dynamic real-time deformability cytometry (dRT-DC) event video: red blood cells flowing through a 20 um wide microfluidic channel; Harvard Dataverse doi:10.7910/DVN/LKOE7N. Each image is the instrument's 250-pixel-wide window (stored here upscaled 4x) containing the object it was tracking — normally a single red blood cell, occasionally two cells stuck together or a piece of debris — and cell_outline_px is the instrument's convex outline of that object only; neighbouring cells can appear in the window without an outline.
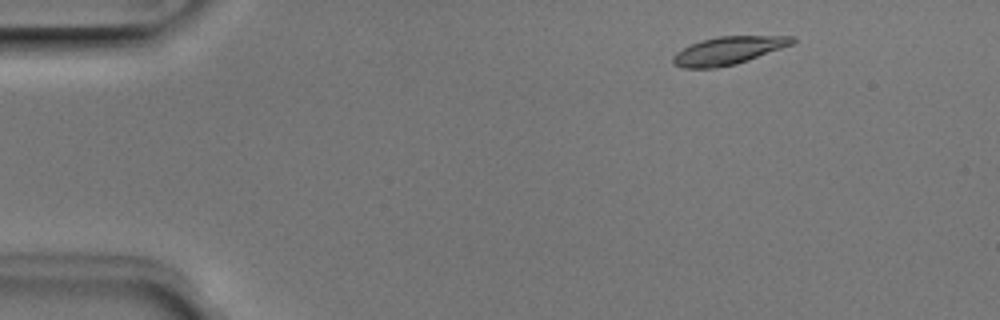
{"species": "Egyptian fruit bat (a non-hibernating species)", "species_latin": "Rousettus aegyptiacus", "temperature_condition": "room temperature", "stored_images_in_passage": 4, "camera_frame_rate_fps": 3000, "um_per_image_px": 0.085, "animal": {"sex": "male"}, "frame": {"image": 1, "passage_image": 1, "time_ms": 0.0, "image_size_px": [1000, 320], "cell_outline_px": [[796, 40], [792, 44], [748, 60], [736, 64], [716, 68], [684, 68], [676, 64], [672, 60], [672, 56], [676, 52], [688, 44], [700, 40], [720, 36], [796, 36]], "centroid_in_image_um": [61.87, 4.29], "position_along_channel_um": 23.1, "area_um2": 19.36}}
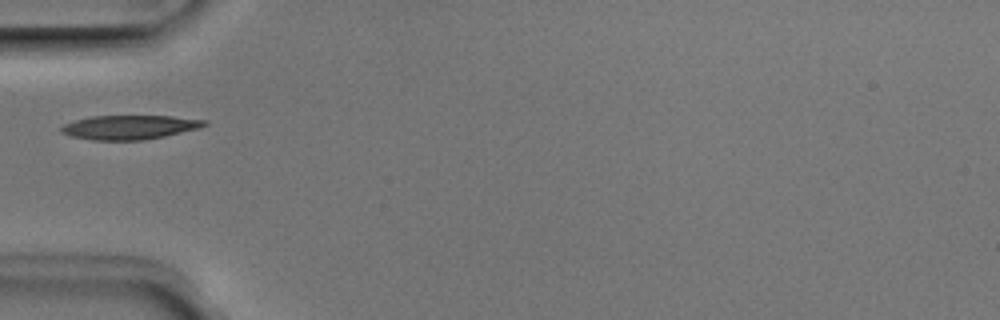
{"frame": {"image": 2, "passage_image": 4, "time_ms": 1.0, "image_size_px": [1000, 320], "cell_outline_px": [[208, 124], [200, 128], [164, 136], [144, 140], [92, 140], [72, 136], [60, 132], [60, 128], [64, 124], [76, 120], [92, 116], [172, 116], [208, 120]], "centroid_in_image_um": [11.04, 10.81], "position_along_channel_um": 74.0, "area_um2": 20.11}}